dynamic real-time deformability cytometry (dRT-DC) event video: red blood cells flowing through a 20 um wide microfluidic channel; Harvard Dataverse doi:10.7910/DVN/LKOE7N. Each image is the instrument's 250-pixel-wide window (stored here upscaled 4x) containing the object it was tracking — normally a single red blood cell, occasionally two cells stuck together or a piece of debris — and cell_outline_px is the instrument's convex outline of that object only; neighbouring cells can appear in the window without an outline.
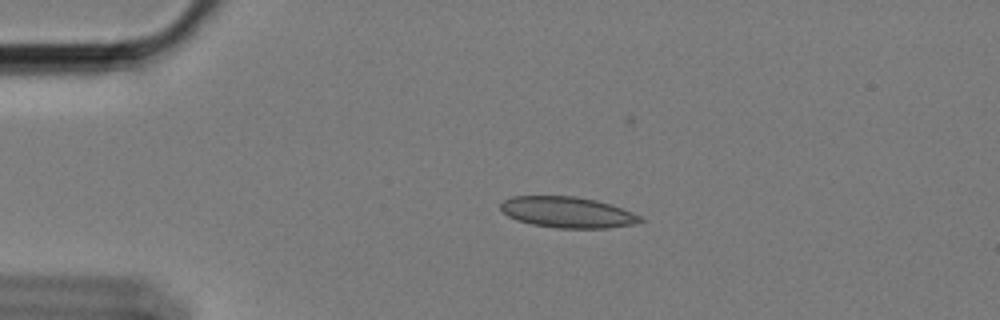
{"species": "Egyptian fruit bat (a non-hibernating species)", "species_latin": "Rousettus aegyptiacus", "temperature_condition": "cold", "stored_images_in_passage": 54, "camera_frame_rate_fps": 3000, "um_per_image_px": 0.085, "animal": {"sex": "female"}, "frame": {"image": 1, "passage_image": 8, "time_ms": 2.333, "image_size_px": [1000, 320], "cell_outline_px": [[648, 220], [636, 224], [608, 228], [556, 228], [532, 224], [516, 220], [508, 216], [500, 208], [500, 204], [504, 200], [512, 196], [576, 196], [596, 200], [612, 204], [632, 212]], "centroid_in_image_um": [48.28, 18.04], "position_along_channel_um": 36.7, "area_um2": 25.43}}
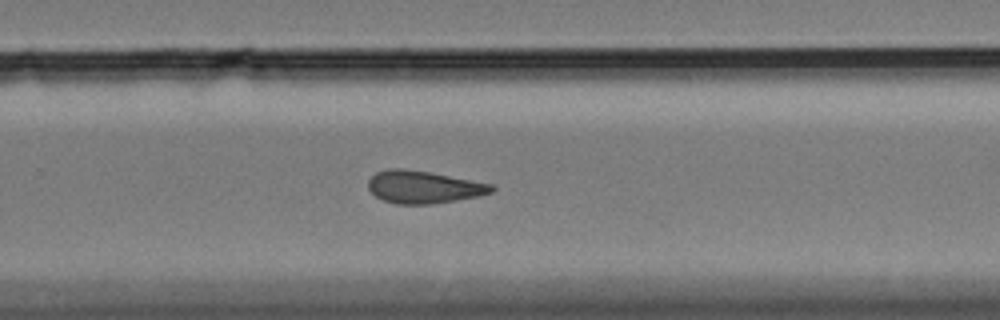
{"frame": {"image": 2, "passage_image": 34, "time_ms": 11.0, "image_size_px": [1000, 320], "cell_outline_px": [[496, 188], [492, 192], [480, 196], [432, 204], [396, 204], [384, 200], [376, 196], [368, 188], [368, 180], [376, 172], [388, 168], [404, 168], [428, 172], [492, 184]], "centroid_in_image_um": [35.99, 15.9], "position_along_channel_um": 293.8, "area_um2": 23.29}}
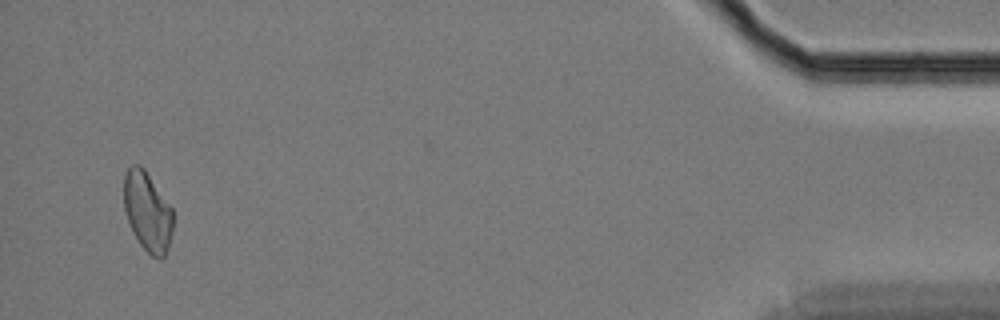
{"frame": {"image": 3, "passage_image": 52, "time_ms": 17.0, "image_size_px": [1000, 320], "cell_outline_px": [[172, 232], [168, 248], [164, 260], [160, 260], [152, 256], [140, 244], [132, 232], [124, 212], [124, 176], [128, 168], [132, 164], [140, 164], [144, 168], [172, 208]], "centroid_in_image_um": [12.53, 18.0], "position_along_channel_um": 422.7, "area_um2": 22.89}, "authors_computed_cell_mechanics": {"area_um2": 23.4957, "velocity_mm_per_s": 3.3887, "shape_relaxation_time_tau1_ms": null, "shape_relaxation_time_tau2_ms": 6.0408, "deformation_change_tau1": null, "deformation_change_tau2": 0.1239}}